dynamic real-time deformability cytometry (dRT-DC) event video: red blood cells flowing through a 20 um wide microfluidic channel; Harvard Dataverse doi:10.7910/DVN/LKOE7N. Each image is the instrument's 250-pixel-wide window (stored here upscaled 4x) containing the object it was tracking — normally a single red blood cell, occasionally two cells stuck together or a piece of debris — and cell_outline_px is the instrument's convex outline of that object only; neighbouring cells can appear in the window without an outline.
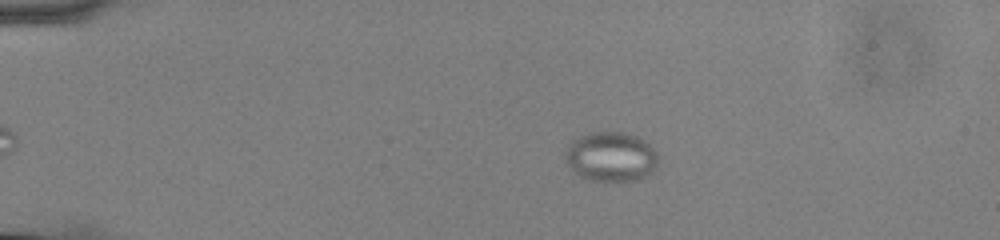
{"species": "common noctule bat (a hibernating species)", "species_latin": "Nyctalus noctula", "temperature_condition": "cold", "stored_images_in_passage": 48, "camera_frame_rate_fps": 3000, "um_per_image_px": 0.085, "animal": {"sex": "male", "body_mass_g": 13.0, "forearm_length_mm": 53.1}, "frame": {"image": 1, "passage_image": 4, "time_ms": 1.0, "image_size_px": [1000, 240], "cell_outline_px": [[656, 168], [644, 176], [636, 180], [592, 180], [580, 176], [568, 164], [564, 156], [564, 152], [580, 136], [588, 132], [624, 132], [636, 136], [644, 140], [656, 152]], "centroid_in_image_um": [51.93, 13.3], "position_along_channel_um": 33.1, "area_um2": 26.24}}
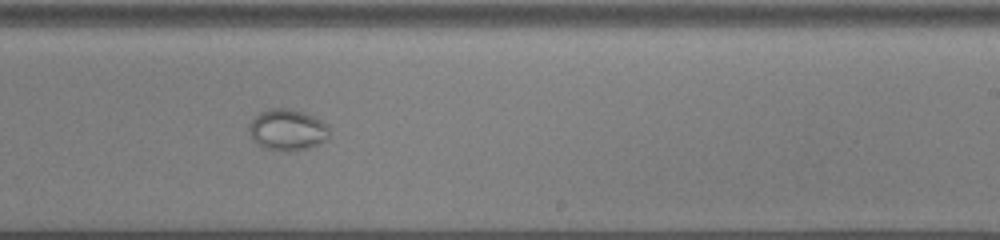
{"frame": {"image": 2, "passage_image": 28, "time_ms": 9.0, "image_size_px": [1000, 240], "cell_outline_px": [[328, 136], [324, 140], [308, 148], [292, 152], [284, 152], [264, 148], [256, 144], [252, 140], [248, 128], [252, 120], [260, 112], [272, 108], [292, 108], [304, 112], [328, 124]], "centroid_in_image_um": [24.4, 11.05], "position_along_channel_um": 264.6, "area_um2": 19.42}}
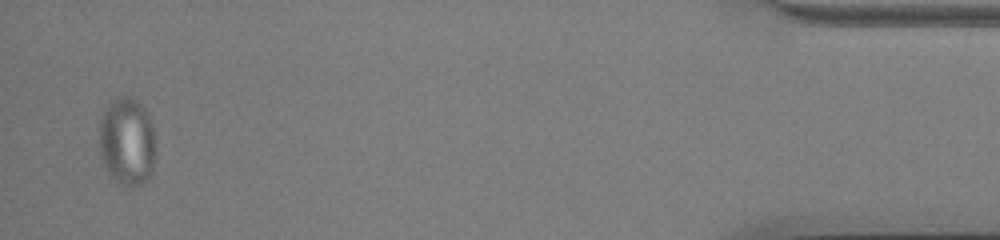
{"frame": {"image": 3, "passage_image": 47, "time_ms": 15.333, "image_size_px": [1000, 240], "cell_outline_px": [[156, 152], [152, 172], [148, 180], [132, 188], [116, 180], [108, 172], [100, 156], [100, 120], [108, 104], [120, 96], [132, 96], [144, 108], [148, 116], [156, 140]], "centroid_in_image_um": [10.83, 12.04], "position_along_channel_um": 424.4, "area_um2": 29.02}}